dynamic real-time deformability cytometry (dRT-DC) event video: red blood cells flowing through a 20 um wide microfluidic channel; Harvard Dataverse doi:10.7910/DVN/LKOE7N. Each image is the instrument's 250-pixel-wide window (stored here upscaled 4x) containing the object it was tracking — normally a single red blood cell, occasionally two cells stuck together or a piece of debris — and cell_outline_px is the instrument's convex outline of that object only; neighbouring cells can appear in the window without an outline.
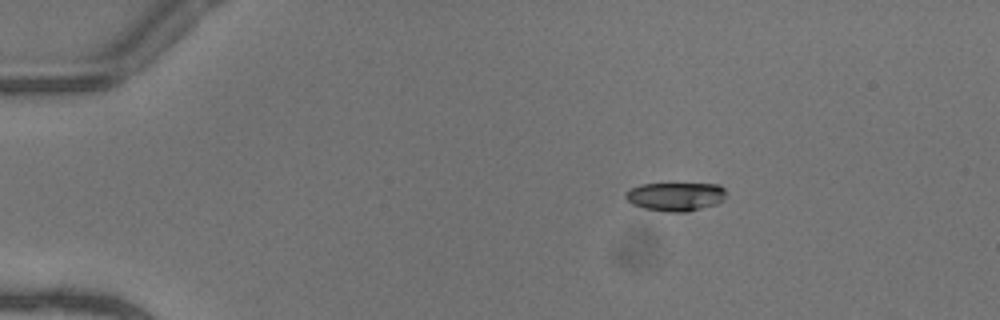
{"species": "common noctule bat (a hibernating species)", "species_latin": "Nyctalus noctula", "temperature_condition": "warm", "stored_images_in_passage": 29, "camera_frame_rate_fps": 3000, "um_per_image_px": 0.085, "animal": {"sex": "female"}, "frame": {"image": 1, "passage_image": 1, "time_ms": 0.0, "image_size_px": [1000, 320], "cell_outline_px": [[724, 200], [716, 204], [688, 212], [668, 212], [644, 208], [632, 204], [624, 196], [624, 192], [640, 184], [720, 184], [724, 188]], "centroid_in_image_um": [57.41, 16.71], "position_along_channel_um": 27.6, "area_um2": 16.76}}
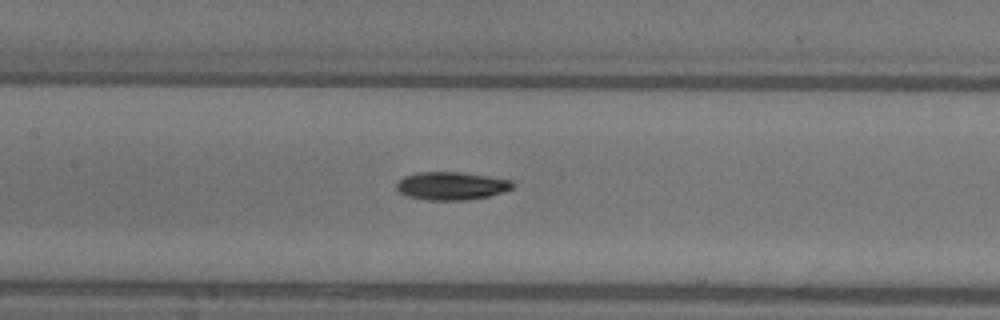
{"frame": {"image": 2, "passage_image": 17, "time_ms": 5.333, "image_size_px": [1000, 320], "cell_outline_px": [[516, 184], [512, 188], [504, 192], [488, 196], [468, 200], [428, 200], [408, 196], [400, 192], [396, 188], [396, 184], [404, 176], [416, 172], [464, 172], [512, 180]], "centroid_in_image_um": [38.4, 15.79], "position_along_channel_um": 169.0, "area_um2": 19.07}}
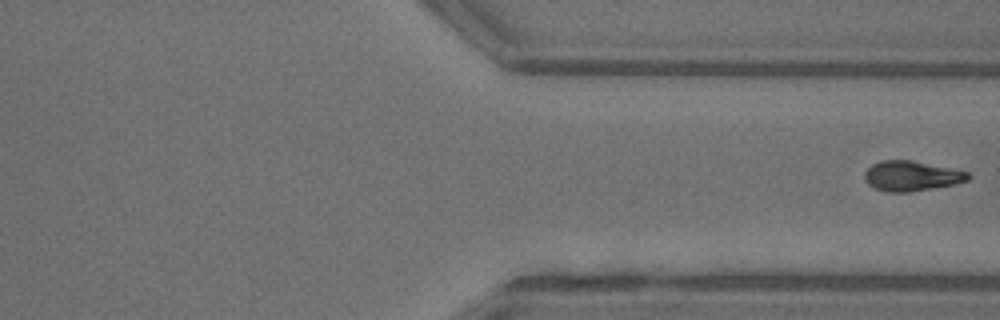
{"frame": {"image": 3, "passage_image": 29, "time_ms": 9.333, "image_size_px": [1000, 320], "cell_outline_px": [[972, 176], [968, 180], [956, 184], [908, 192], [888, 192], [876, 188], [868, 184], [864, 180], [864, 172], [872, 164], [880, 160], [912, 160], [968, 172]], "centroid_in_image_um": [77.46, 14.95], "position_along_channel_um": 333.9, "area_um2": 18.09}}